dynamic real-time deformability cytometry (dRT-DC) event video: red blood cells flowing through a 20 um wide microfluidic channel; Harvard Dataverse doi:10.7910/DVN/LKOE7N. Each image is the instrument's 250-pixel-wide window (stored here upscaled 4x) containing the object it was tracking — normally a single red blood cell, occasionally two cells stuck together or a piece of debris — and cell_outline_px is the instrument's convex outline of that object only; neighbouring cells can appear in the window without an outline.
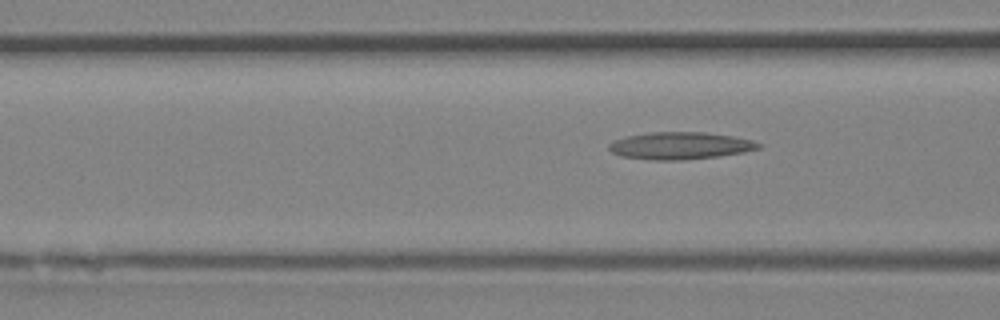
{"species": "Egyptian fruit bat (a non-hibernating species)", "species_latin": "Rousettus aegyptiacus", "temperature_condition": "room temperature", "stored_images_in_passage": 4, "camera_frame_rate_fps": 3000, "um_per_image_px": 0.085, "animal": {"sex": "female"}, "frame": {"image": 1, "passage_image": 4, "time_ms": 1.0, "image_size_px": [1000, 320], "cell_outline_px": [[764, 144], [760, 148], [744, 152], [716, 156], [680, 160], [652, 160], [620, 156], [612, 152], [608, 148], [608, 144], [612, 140], [628, 136], [652, 132], [704, 132], [732, 136], [752, 140]], "centroid_in_image_um": [57.8, 12.38], "position_along_channel_um": 108.8, "area_um2": 23.7}}